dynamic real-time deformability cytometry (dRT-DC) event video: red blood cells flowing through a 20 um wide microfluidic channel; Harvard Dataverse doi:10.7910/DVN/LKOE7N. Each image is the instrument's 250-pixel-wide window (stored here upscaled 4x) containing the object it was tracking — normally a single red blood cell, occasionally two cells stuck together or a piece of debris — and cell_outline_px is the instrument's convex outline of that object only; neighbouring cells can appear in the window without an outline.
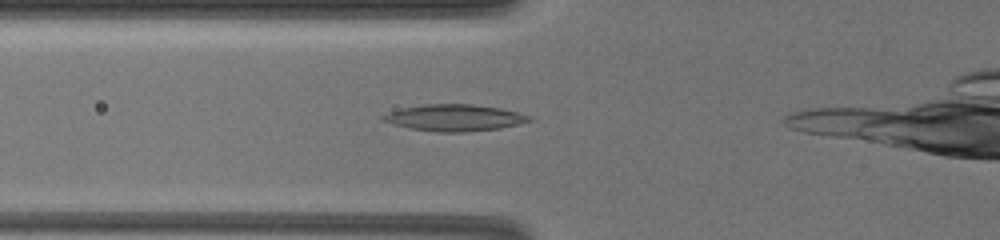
{"species": "common noctule bat (a hibernating species)", "species_latin": "Nyctalus noctula", "temperature_condition": "warm", "stored_images_in_passage": 19, "camera_frame_rate_fps": 3000, "um_per_image_px": 0.085, "animal": {"sex": "female", "body_mass_g": 19.5, "forearm_length_mm": 54.1}, "frame": {"image": 1, "passage_image": 7, "time_ms": 1.667, "image_size_px": [1000, 240], "cell_outline_px": [[536, 120], [520, 124], [500, 128], [464, 132], [436, 132], [408, 128], [392, 124], [380, 120], [380, 116], [388, 112], [400, 108], [424, 104], [472, 104], [500, 108], [516, 112], [528, 116]], "centroid_in_image_um": [38.58, 10.01], "position_along_channel_um": 87.2, "area_um2": 22.83}}
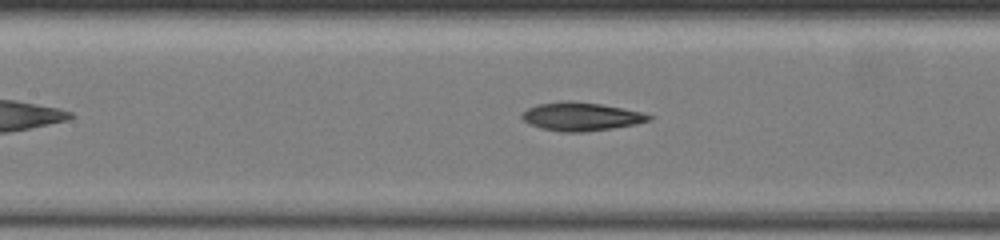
{"frame": {"image": 2, "passage_image": 14, "time_ms": 3.667, "image_size_px": [1000, 240], "cell_outline_px": [[652, 120], [636, 124], [612, 128], [584, 132], [560, 132], [540, 128], [528, 124], [520, 116], [528, 108], [536, 104], [600, 104], [624, 108], [640, 112], [652, 116]], "centroid_in_image_um": [49.42, 9.96], "position_along_channel_um": 158.0, "area_um2": 20.11}}
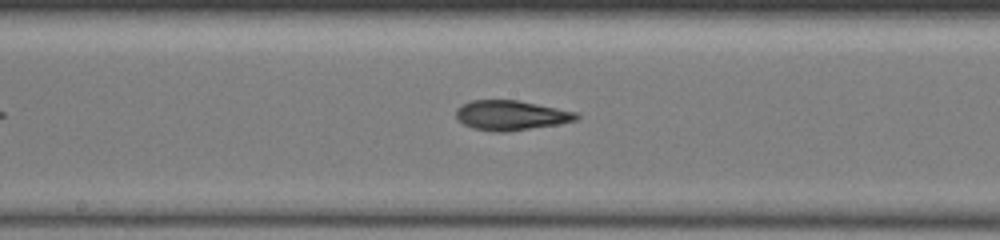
{"frame": {"image": 3, "passage_image": 18, "time_ms": 5.0, "image_size_px": [1000, 240], "cell_outline_px": [[580, 116], [576, 120], [560, 124], [508, 132], [492, 132], [472, 128], [456, 120], [456, 108], [472, 100], [516, 100], [580, 112]], "centroid_in_image_um": [43.45, 9.81], "position_along_channel_um": 204.7, "area_um2": 21.15}}